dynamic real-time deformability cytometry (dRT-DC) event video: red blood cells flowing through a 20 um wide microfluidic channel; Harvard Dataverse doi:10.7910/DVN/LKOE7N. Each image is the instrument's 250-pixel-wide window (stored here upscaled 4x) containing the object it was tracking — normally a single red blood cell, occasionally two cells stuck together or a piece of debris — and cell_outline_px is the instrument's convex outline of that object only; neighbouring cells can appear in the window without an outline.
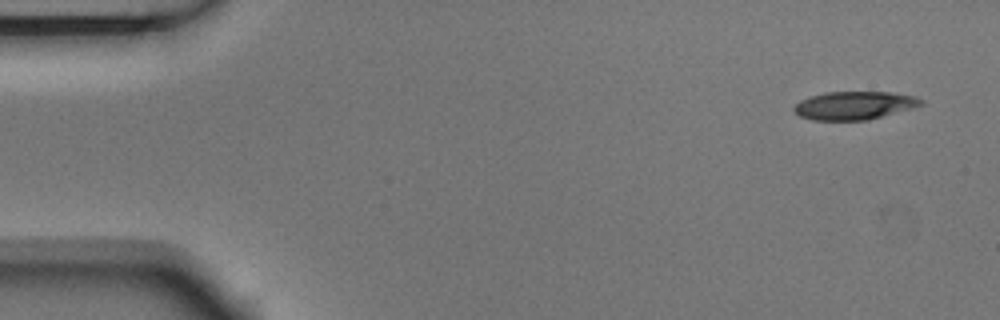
{"species": "Egyptian fruit bat (a non-hibernating species)", "species_latin": "Rousettus aegyptiacus", "temperature_condition": "room temperature", "stored_images_in_passage": 5, "camera_frame_rate_fps": 3000, "um_per_image_px": 0.085, "animal": {"sex": "male"}, "frame": {"image": 1, "passage_image": 1, "time_ms": 0.0, "image_size_px": [1000, 320], "cell_outline_px": [[924, 104], [912, 108], [868, 120], [812, 120], [800, 116], [792, 108], [800, 100], [824, 92], [888, 92], [916, 96], [924, 100]], "centroid_in_image_um": [72.63, 8.96], "position_along_channel_um": 12.4, "area_um2": 20.81}}
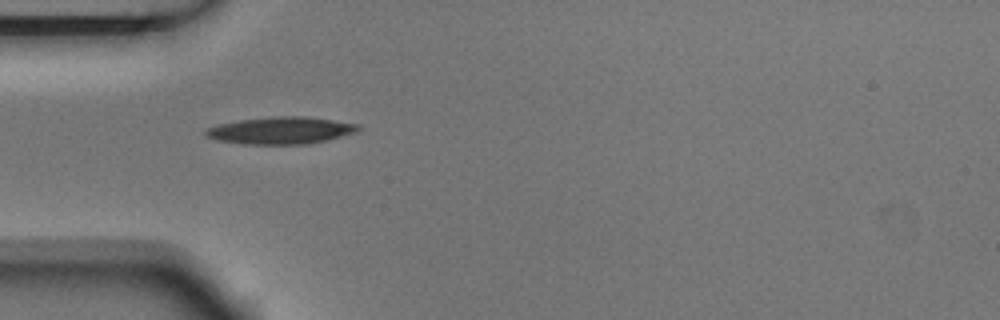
{"frame": {"image": 2, "passage_image": 4, "time_ms": 1.0, "image_size_px": [1000, 320], "cell_outline_px": [[360, 128], [356, 132], [324, 140], [304, 144], [244, 144], [220, 140], [208, 136], [204, 132], [208, 128], [216, 124], [240, 120], [272, 116], [304, 116], [360, 124]], "centroid_in_image_um": [23.87, 11.07], "position_along_channel_um": 61.1, "area_um2": 23.76}}
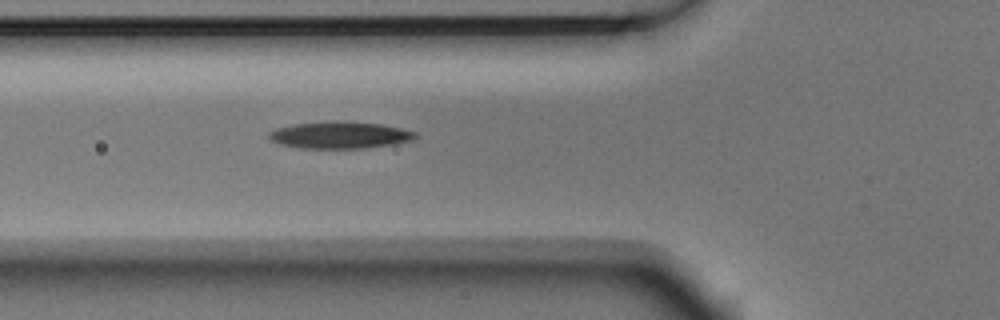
{"frame": {"image": 3, "passage_image": 5, "time_ms": 1.333, "image_size_px": [1000, 320], "cell_outline_px": [[416, 136], [412, 140], [392, 144], [368, 148], [300, 148], [280, 144], [268, 140], [268, 132], [276, 128], [292, 124], [332, 120], [344, 120], [380, 124], [400, 128], [416, 132]], "centroid_in_image_um": [28.82, 11.47], "position_along_channel_um": 97.0, "area_um2": 23.24}}